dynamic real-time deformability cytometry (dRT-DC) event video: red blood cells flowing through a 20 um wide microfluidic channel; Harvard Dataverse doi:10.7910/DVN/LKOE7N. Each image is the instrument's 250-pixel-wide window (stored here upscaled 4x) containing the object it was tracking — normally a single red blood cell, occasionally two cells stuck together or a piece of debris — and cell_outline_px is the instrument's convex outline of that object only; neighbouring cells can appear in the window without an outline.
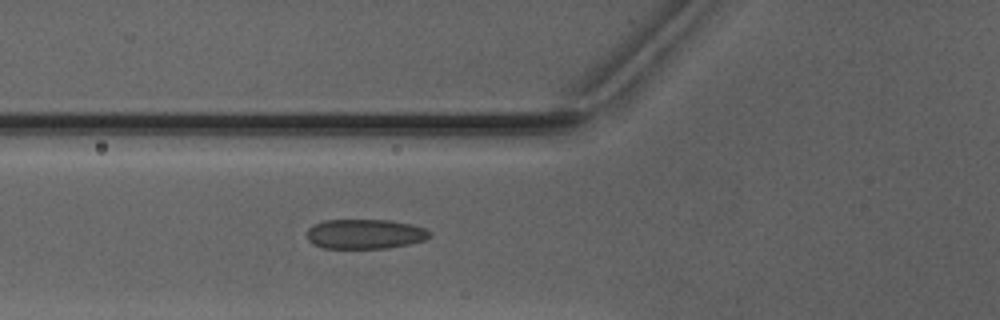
{"species": "Egyptian fruit bat (a non-hibernating species)", "species_latin": "Rousettus aegyptiacus", "temperature_condition": "warm", "stored_images_in_passage": 6, "camera_frame_rate_fps": 3000, "um_per_image_px": 0.085, "animal": {"sex": "male"}, "frame": {"image": 1, "passage_image": 6, "time_ms": 5.667, "image_size_px": [1000, 320], "cell_outline_px": [[432, 232], [424, 240], [408, 244], [388, 248], [324, 248], [312, 244], [308, 240], [308, 228], [324, 220], [388, 220], [412, 224], [424, 228]], "centroid_in_image_um": [31.02, 19.89], "position_along_channel_um": 94.8, "area_um2": 21.15}}